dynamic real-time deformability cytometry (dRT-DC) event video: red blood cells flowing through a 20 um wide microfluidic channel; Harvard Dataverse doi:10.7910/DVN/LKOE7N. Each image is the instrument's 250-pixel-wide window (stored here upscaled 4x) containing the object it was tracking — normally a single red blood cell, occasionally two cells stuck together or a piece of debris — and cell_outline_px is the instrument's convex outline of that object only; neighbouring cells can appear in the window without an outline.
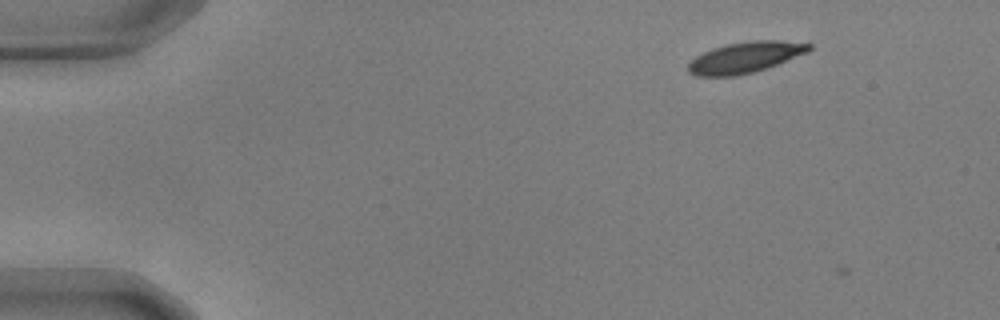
{"species": "common noctule bat (a hibernating species)", "species_latin": "Nyctalus noctula", "temperature_condition": "warm", "stored_images_in_passage": 6, "camera_frame_rate_fps": 3000, "um_per_image_px": 0.085, "animal": {"sex": "male", "body_mass_g": 17.9, "forearm_length_mm": 54.2}, "frame": {"image": 1, "passage_image": 5, "time_ms": 1.333, "image_size_px": [1000, 320], "cell_outline_px": [[812, 48], [808, 52], [776, 64], [752, 72], [736, 76], [696, 76], [688, 72], [688, 60], [712, 48], [728, 44], [752, 40], [776, 40], [812, 44]], "centroid_in_image_um": [63.29, 4.87], "position_along_channel_um": 21.7, "area_um2": 21.62}}